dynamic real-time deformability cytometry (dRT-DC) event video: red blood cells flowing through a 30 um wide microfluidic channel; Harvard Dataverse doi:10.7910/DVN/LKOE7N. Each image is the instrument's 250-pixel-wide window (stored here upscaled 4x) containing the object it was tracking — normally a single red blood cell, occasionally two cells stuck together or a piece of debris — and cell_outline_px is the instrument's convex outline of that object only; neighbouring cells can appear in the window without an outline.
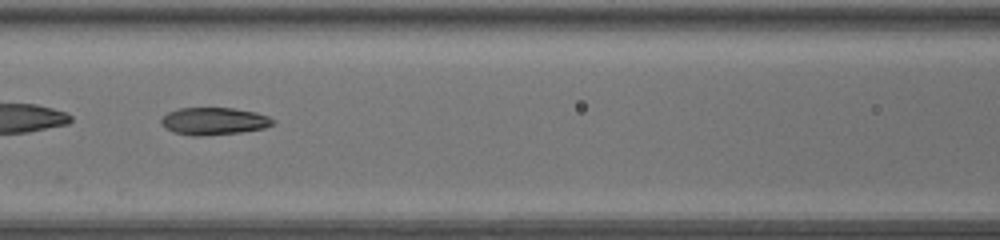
{"species": "common noctule bat (a hibernating species)", "species_latin": "Nyctalus noctula", "temperature_condition": "warm", "stored_images_in_passage": 35, "camera_frame_rate_fps": 3000, "um_per_image_px": 0.085, "animal": {"sex": "female", "body_mass_g": 17.0, "forearm_length_mm": 48.0}, "frame": {"image": 1, "passage_image": 25, "time_ms": 8.0, "image_size_px": [1000, 240], "cell_outline_px": [[276, 124], [264, 128], [240, 132], [200, 136], [192, 136], [172, 132], [164, 128], [160, 124], [160, 120], [168, 112], [180, 108], [232, 108], [256, 112], [268, 116], [276, 120]], "centroid_in_image_um": [18.18, 10.3], "position_along_channel_um": 148.4, "area_um2": 17.98}}